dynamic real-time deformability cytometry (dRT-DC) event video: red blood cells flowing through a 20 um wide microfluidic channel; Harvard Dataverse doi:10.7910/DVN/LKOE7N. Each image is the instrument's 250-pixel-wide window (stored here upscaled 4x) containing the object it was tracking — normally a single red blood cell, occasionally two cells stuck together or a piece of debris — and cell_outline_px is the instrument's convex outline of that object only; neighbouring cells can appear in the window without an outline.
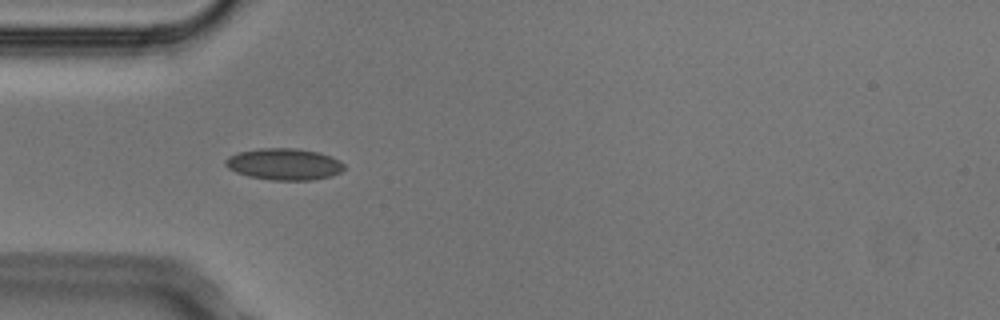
{"species": "Egyptian fruit bat (a non-hibernating species)", "species_latin": "Rousettus aegyptiacus", "temperature_condition": "cold", "stored_images_in_passage": 8, "camera_frame_rate_fps": 3000, "um_per_image_px": 0.085, "animal": {"sex": "male"}, "frame": {"image": 1, "passage_image": 4, "time_ms": 1.0, "image_size_px": [1000, 320], "cell_outline_px": [[344, 168], [340, 172], [332, 176], [312, 180], [272, 180], [248, 176], [236, 172], [228, 168], [224, 164], [224, 160], [228, 156], [240, 152], [260, 148], [296, 148], [320, 152], [340, 160], [344, 164]], "centroid_in_image_um": [24.16, 13.95], "position_along_channel_um": 60.8, "area_um2": 21.96}}
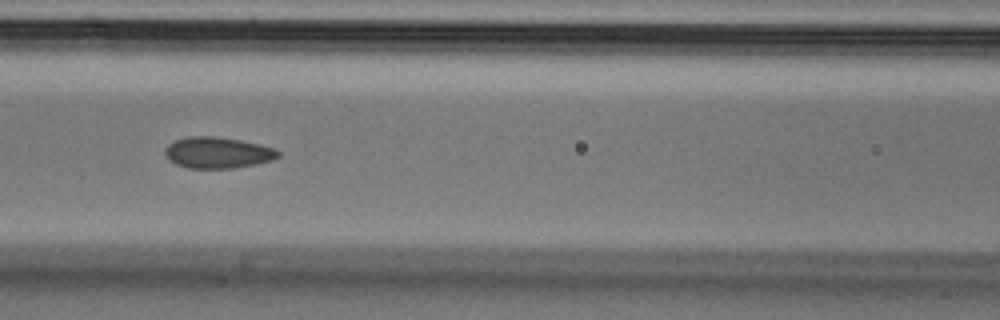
{"frame": {"image": 2, "passage_image": 6, "time_ms": 1.667, "image_size_px": [1000, 320], "cell_outline_px": [[280, 156], [272, 160], [256, 164], [232, 168], [188, 168], [176, 164], [168, 160], [164, 152], [164, 148], [168, 144], [176, 140], [188, 136], [216, 136], [240, 140], [260, 144], [276, 148], [280, 152]], "centroid_in_image_um": [18.5, 12.97], "position_along_channel_um": 148.1, "area_um2": 20.75}}
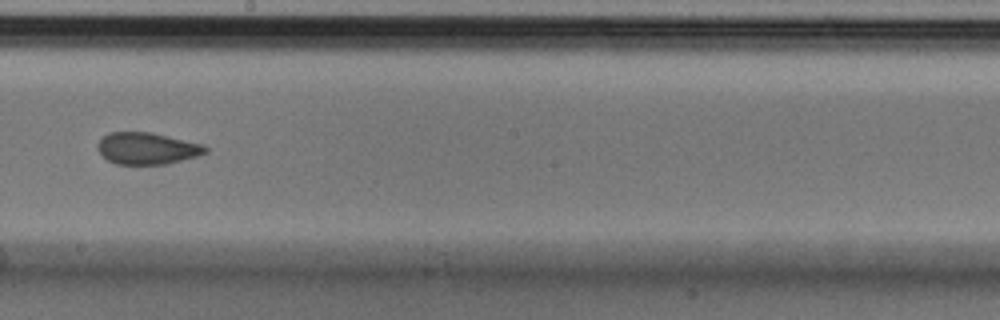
{"frame": {"image": 3, "passage_image": 8, "time_ms": 2.333, "image_size_px": [1000, 320], "cell_outline_px": [[208, 152], [196, 156], [168, 164], [116, 164], [108, 160], [100, 152], [96, 144], [108, 132], [152, 132], [204, 144], [208, 148]], "centroid_in_image_um": [12.53, 12.61], "position_along_channel_um": 235.7, "area_um2": 20.0}}